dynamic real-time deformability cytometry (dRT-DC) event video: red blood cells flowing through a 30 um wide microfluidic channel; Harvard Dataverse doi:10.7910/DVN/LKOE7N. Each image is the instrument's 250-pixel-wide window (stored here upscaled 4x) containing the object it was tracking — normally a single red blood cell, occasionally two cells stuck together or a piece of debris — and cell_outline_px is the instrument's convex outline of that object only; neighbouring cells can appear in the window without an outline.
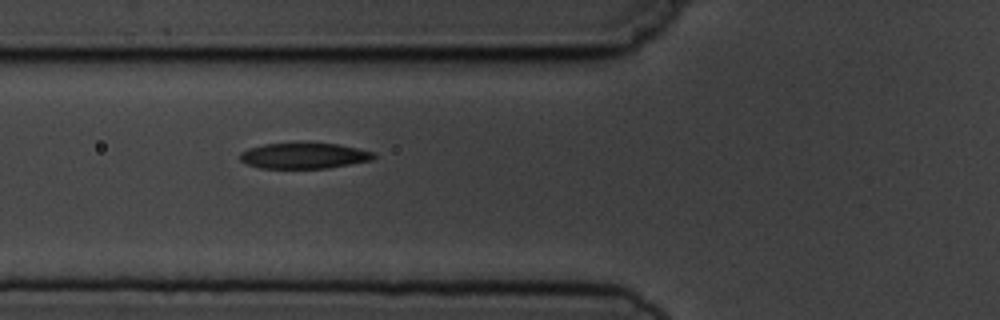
{"species": "common noctule bat (a hibernating species)", "species_latin": "Nyctalus noctula", "temperature_condition": "cold", "stored_images_in_passage": 6, "camera_frame_rate_fps": 3000, "um_per_image_px": 0.085, "animal": {"sex": "male", "body_mass_g": 19.5, "forearm_length_mm": 54.6}, "frame": {"image": 1, "passage_image": 6, "time_ms": 5.667, "image_size_px": [1000, 320], "cell_outline_px": [[376, 156], [372, 160], [328, 168], [260, 168], [248, 164], [240, 160], [240, 152], [248, 148], [264, 144], [300, 140], [336, 144], [376, 152]], "centroid_in_image_um": [25.83, 13.19], "position_along_channel_um": 100.0, "area_um2": 20.81}}